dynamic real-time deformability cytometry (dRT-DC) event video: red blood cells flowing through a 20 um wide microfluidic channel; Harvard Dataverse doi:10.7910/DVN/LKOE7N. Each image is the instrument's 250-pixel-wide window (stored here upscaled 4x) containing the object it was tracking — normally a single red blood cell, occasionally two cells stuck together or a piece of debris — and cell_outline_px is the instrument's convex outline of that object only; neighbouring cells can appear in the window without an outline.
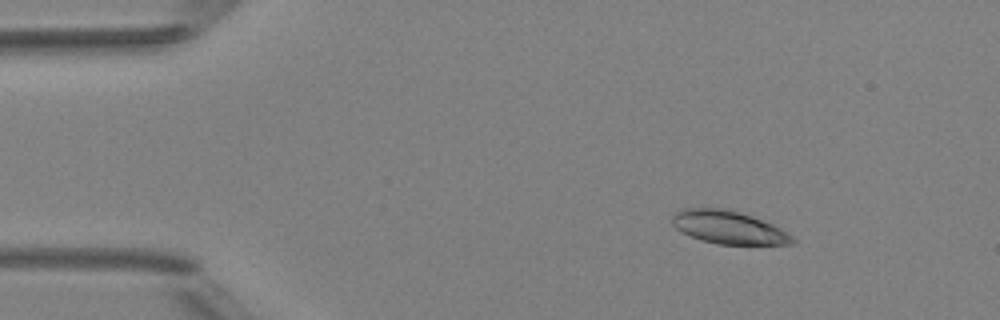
{"species": "Egyptian fruit bat (a non-hibernating species)", "species_latin": "Rousettus aegyptiacus", "temperature_condition": "room temperature", "stored_images_in_passage": 7, "camera_frame_rate_fps": 3000, "um_per_image_px": 0.085, "animal": {"sex": "female"}, "frame": {"image": 1, "passage_image": 2, "time_ms": 1.333, "image_size_px": [1000, 320], "cell_outline_px": [[796, 240], [792, 244], [716, 244], [700, 240], [676, 228], [672, 224], [672, 216], [680, 208], [724, 208], [740, 212], [752, 216], [772, 224], [780, 228], [792, 236]], "centroid_in_image_um": [61.91, 19.32], "position_along_channel_um": 23.1, "area_um2": 23.0}}
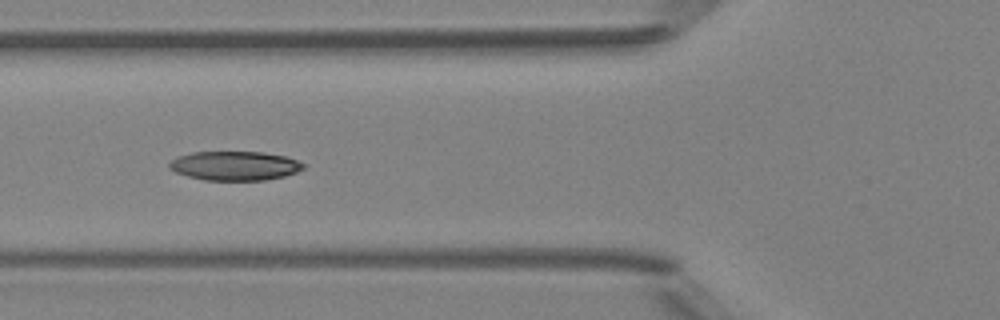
{"frame": {"image": 2, "passage_image": 5, "time_ms": 5.333, "image_size_px": [1000, 320], "cell_outline_px": [[304, 168], [296, 172], [284, 176], [264, 180], [204, 180], [188, 176], [176, 172], [168, 164], [176, 156], [192, 152], [264, 152], [288, 156], [304, 164]], "centroid_in_image_um": [19.97, 14.08], "position_along_channel_um": 105.8, "area_um2": 22.72}}
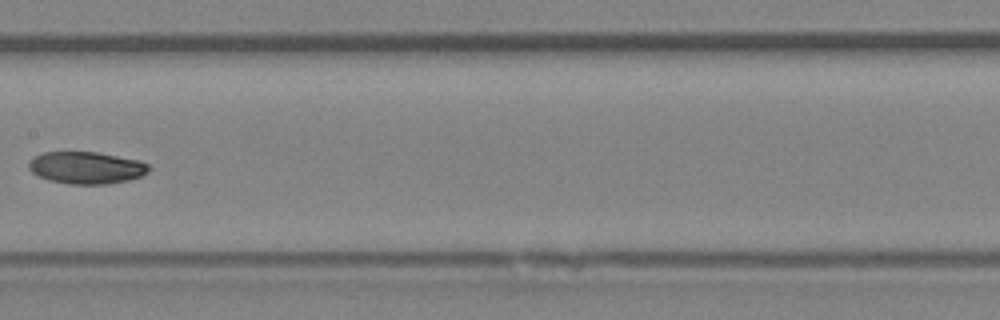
{"frame": {"image": 3, "passage_image": 7, "time_ms": 7.667, "image_size_px": [1000, 320], "cell_outline_px": [[152, 168], [148, 172], [140, 176], [128, 180], [108, 184], [68, 184], [48, 180], [32, 172], [28, 168], [28, 164], [36, 156], [44, 152], [96, 152], [140, 160], [148, 164]], "centroid_in_image_um": [7.37, 14.26], "position_along_channel_um": 200.0, "area_um2": 22.43}}